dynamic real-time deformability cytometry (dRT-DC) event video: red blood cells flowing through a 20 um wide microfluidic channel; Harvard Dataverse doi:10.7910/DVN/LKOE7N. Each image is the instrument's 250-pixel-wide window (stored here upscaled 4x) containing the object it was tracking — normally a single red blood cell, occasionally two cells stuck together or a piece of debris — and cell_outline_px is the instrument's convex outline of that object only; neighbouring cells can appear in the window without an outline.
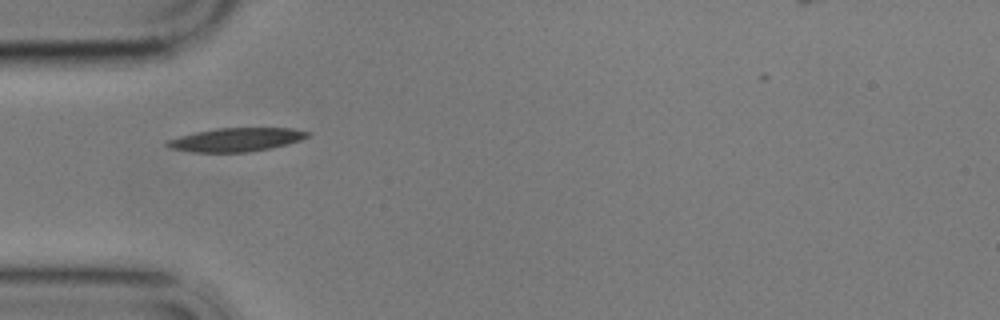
{"species": "common noctule bat (a hibernating species)", "species_latin": "Nyctalus noctula", "temperature_condition": "cold", "stored_images_in_passage": 25, "camera_frame_rate_fps": 3000, "um_per_image_px": 0.085, "animal": {"sex": "male", "body_mass_g": 17.9}, "frame": {"image": 1, "passage_image": 1, "time_ms": 0.0, "image_size_px": [1000, 320], "cell_outline_px": [[312, 132], [308, 136], [300, 140], [288, 144], [248, 152], [192, 152], [168, 148], [164, 144], [168, 140], [180, 136], [196, 132], [216, 128], [292, 128]], "centroid_in_image_um": [20.07, 11.87], "position_along_channel_um": 64.9, "area_um2": 19.25}}
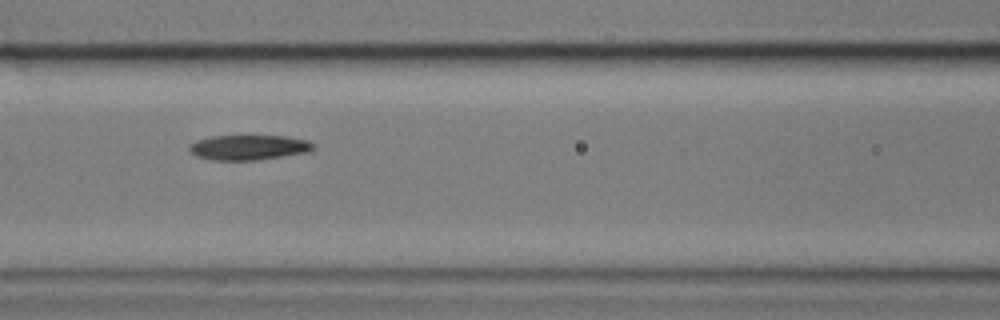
{"frame": {"image": 2, "passage_image": 8, "time_ms": 2.333, "image_size_px": [1000, 320], "cell_outline_px": [[316, 148], [308, 152], [284, 156], [256, 160], [212, 160], [196, 156], [188, 148], [188, 144], [196, 140], [212, 136], [288, 136], [308, 140], [316, 144]], "centroid_in_image_um": [21.17, 12.52], "position_along_channel_um": 145.4, "area_um2": 18.26}}
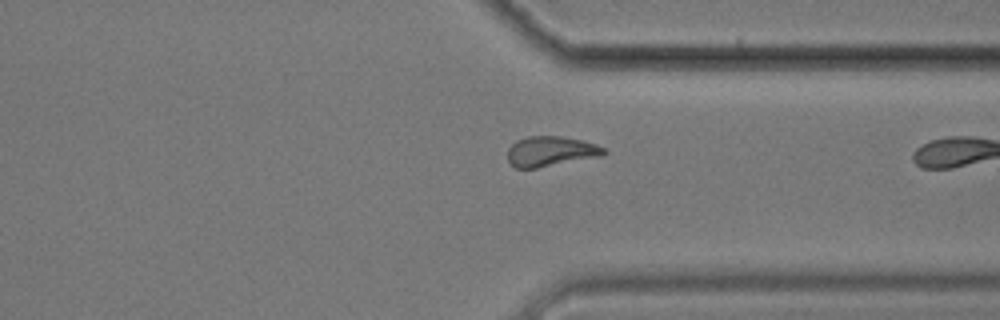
{"frame": {"image": 3, "passage_image": 24, "time_ms": 7.667, "image_size_px": [1000, 320], "cell_outline_px": [[608, 152], [604, 156], [536, 168], [516, 168], [508, 164], [508, 148], [516, 140], [528, 136], [560, 136], [580, 140], [596, 144], [608, 148]], "centroid_in_image_um": [46.84, 12.87], "position_along_channel_um": 364.6, "area_um2": 17.17}}